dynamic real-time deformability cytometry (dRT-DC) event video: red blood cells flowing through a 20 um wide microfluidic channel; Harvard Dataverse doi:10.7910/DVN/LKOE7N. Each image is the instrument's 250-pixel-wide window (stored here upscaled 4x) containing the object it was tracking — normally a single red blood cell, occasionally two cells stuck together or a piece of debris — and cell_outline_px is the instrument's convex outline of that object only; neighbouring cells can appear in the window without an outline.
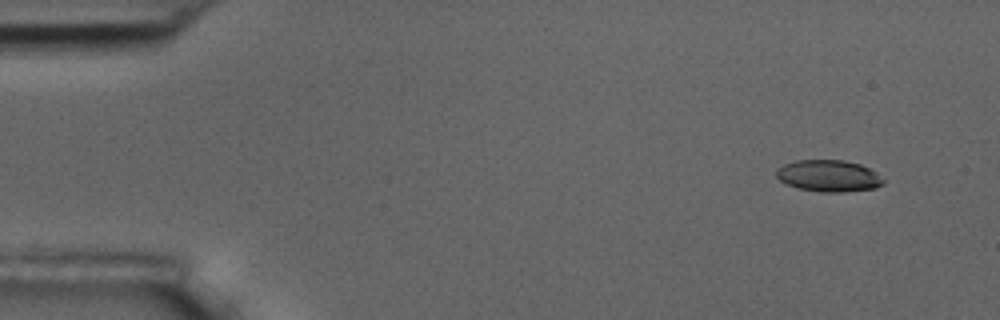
{"species": "common noctule bat (a hibernating species)", "species_latin": "Nyctalus noctula", "temperature_condition": "room temperature", "stored_images_in_passage": 5, "camera_frame_rate_fps": 3000, "um_per_image_px": 0.085, "animal": {"sex": "male", "body_mass_g": 17.5, "forearm_length_mm": 52.3}, "frame": {"image": 1, "passage_image": 1, "time_ms": 0.0, "image_size_px": [1000, 320], "cell_outline_px": [[884, 184], [876, 188], [844, 192], [820, 192], [796, 188], [784, 184], [776, 176], [776, 172], [784, 164], [796, 160], [844, 160], [860, 164], [876, 172], [884, 180]], "centroid_in_image_um": [70.44, 14.96], "position_along_channel_um": 14.6, "area_um2": 19.88}}
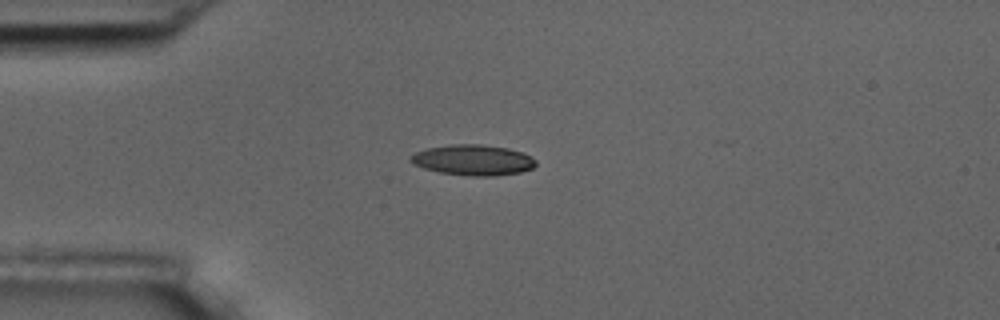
{"frame": {"image": 2, "passage_image": 4, "time_ms": 3.333, "image_size_px": [1000, 320], "cell_outline_px": [[536, 164], [532, 168], [520, 172], [496, 176], [468, 176], [440, 172], [424, 168], [412, 164], [408, 160], [408, 156], [424, 148], [448, 144], [480, 144], [508, 148], [524, 152], [532, 156], [536, 160]], "centroid_in_image_um": [40.18, 13.59], "position_along_channel_um": 44.8, "area_um2": 22.72}}